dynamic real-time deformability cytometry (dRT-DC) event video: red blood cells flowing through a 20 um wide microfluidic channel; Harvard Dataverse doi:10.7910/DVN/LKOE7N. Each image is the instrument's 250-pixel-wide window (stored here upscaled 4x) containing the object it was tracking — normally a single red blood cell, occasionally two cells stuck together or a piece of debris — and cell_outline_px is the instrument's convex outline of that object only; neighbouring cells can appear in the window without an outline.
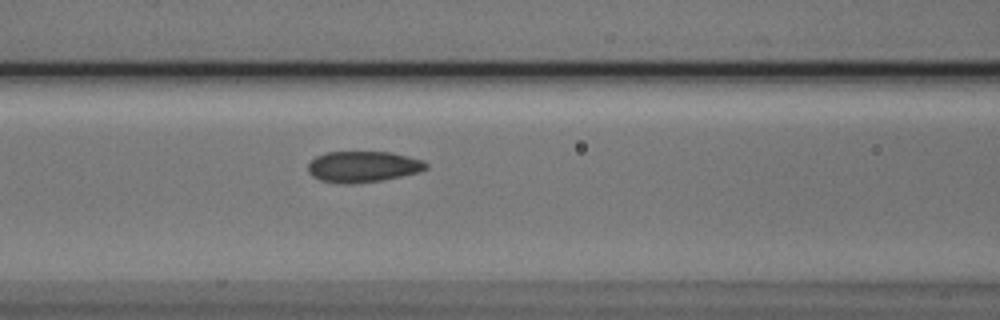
{"species": "Egyptian fruit bat (a non-hibernating species)", "species_latin": "Rousettus aegyptiacus", "temperature_condition": "cold", "stored_images_in_passage": 27, "camera_frame_rate_fps": 3000, "um_per_image_px": 0.085, "animal": {"sex": "male"}, "frame": {"image": 1, "passage_image": 6, "time_ms": 1.667, "image_size_px": [1000, 320], "cell_outline_px": [[428, 168], [416, 172], [400, 176], [380, 180], [352, 184], [340, 184], [320, 180], [312, 176], [308, 172], [308, 164], [316, 156], [324, 152], [392, 152], [408, 156], [420, 160], [428, 164]], "centroid_in_image_um": [30.8, 14.16], "position_along_channel_um": 135.8, "area_um2": 21.27}}
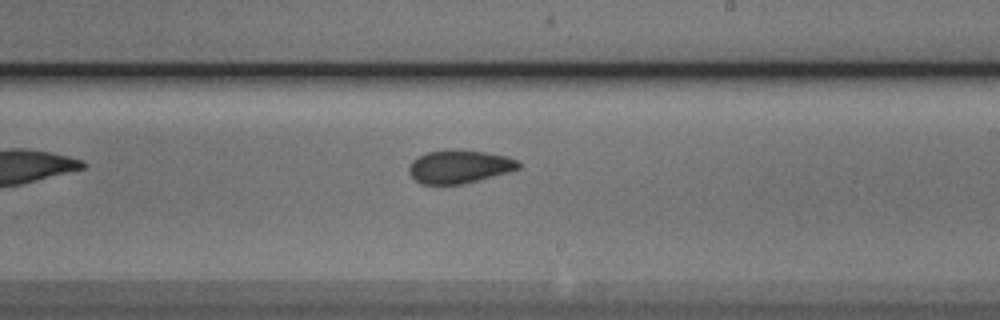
{"frame": {"image": 2, "passage_image": 15, "time_ms": 4.667, "image_size_px": [1000, 320], "cell_outline_px": [[520, 168], [508, 172], [464, 184], [420, 184], [408, 172], [408, 168], [412, 160], [428, 152], [452, 148], [460, 148], [508, 156], [516, 160], [520, 164]], "centroid_in_image_um": [39.04, 14.15], "position_along_channel_um": 250.0, "area_um2": 21.39}}
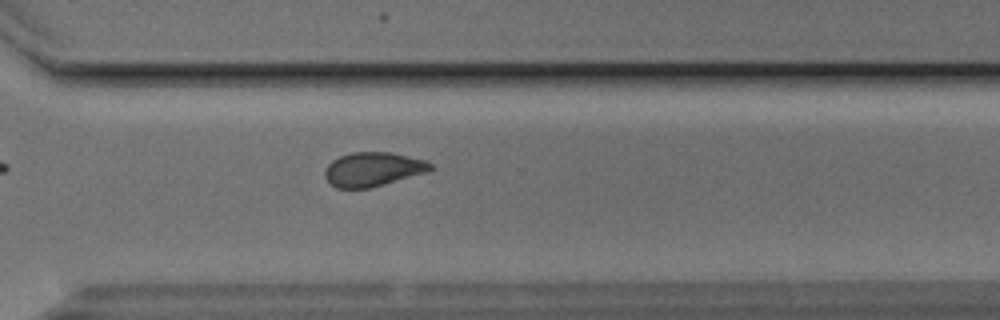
{"frame": {"image": 3, "passage_image": 22, "time_ms": 7.0, "image_size_px": [1000, 320], "cell_outline_px": [[432, 168], [428, 172], [384, 184], [368, 188], [336, 188], [328, 184], [324, 176], [324, 172], [328, 164], [332, 160], [340, 156], [352, 152], [392, 152], [424, 160], [432, 164]], "centroid_in_image_um": [31.66, 14.39], "position_along_channel_um": 338.9, "area_um2": 21.04}}